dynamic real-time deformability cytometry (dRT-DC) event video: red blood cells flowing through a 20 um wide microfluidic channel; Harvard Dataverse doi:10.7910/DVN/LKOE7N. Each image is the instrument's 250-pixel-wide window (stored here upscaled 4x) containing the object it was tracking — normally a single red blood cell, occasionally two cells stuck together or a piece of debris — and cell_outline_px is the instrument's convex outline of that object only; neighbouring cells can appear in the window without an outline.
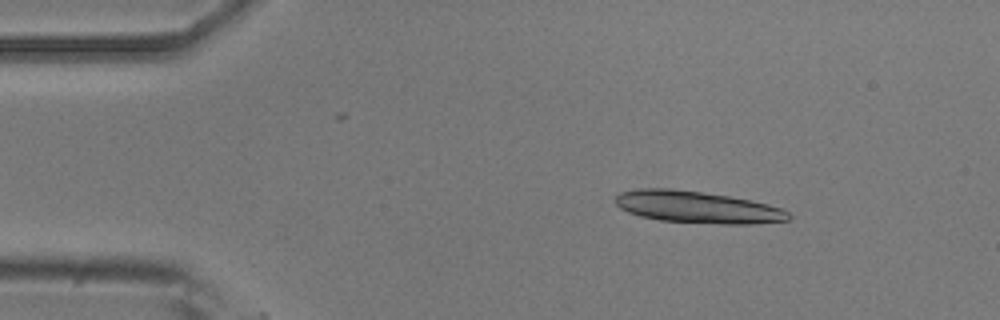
{"species": "common noctule bat (a hibernating species)", "species_latin": "Nyctalus noctula", "temperature_condition": "room temperature", "stored_images_in_passage": 5, "camera_frame_rate_fps": 3000, "um_per_image_px": 0.085, "animal": {"sex": "male", "body_mass_g": 20.5, "forearm_length_mm": 52.5}, "frame": {"image": 1, "passage_image": 2, "time_ms": 0.333, "image_size_px": [1000, 320], "cell_outline_px": [[792, 216], [788, 220], [752, 224], [724, 224], [660, 220], [640, 216], [628, 212], [620, 208], [616, 204], [616, 196], [620, 192], [636, 188], [672, 188], [728, 196], [768, 204], [784, 208]], "centroid_in_image_um": [59.27, 17.6], "position_along_channel_um": 25.7, "area_um2": 32.14}}